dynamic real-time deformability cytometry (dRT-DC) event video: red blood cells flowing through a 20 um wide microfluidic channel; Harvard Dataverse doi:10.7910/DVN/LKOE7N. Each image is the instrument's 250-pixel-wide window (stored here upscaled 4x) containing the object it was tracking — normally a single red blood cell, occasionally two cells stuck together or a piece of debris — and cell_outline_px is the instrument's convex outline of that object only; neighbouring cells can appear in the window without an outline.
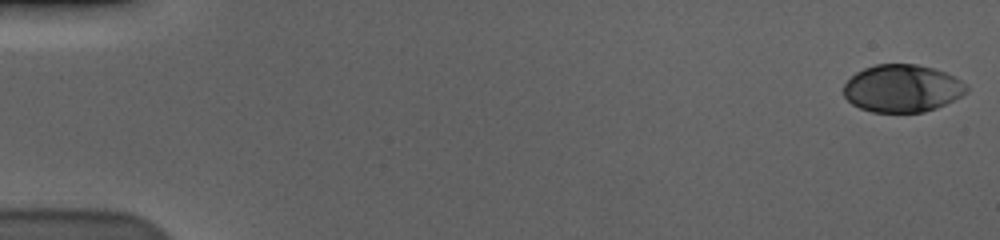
{"species": "human", "species_latin": "Homo sapiens", "temperature_condition": "cold", "stored_images_in_passage": 58, "camera_frame_rate_fps": 3000, "um_per_image_px": 0.085, "donor": {"sex": "male"}, "frame": {"image": 1, "passage_image": 1, "time_ms": 0.0, "image_size_px": [1000, 240], "cell_outline_px": [[968, 92], [936, 108], [924, 112], [872, 112], [860, 108], [852, 104], [844, 96], [844, 84], [856, 72], [864, 68], [876, 64], [916, 64], [932, 68], [944, 72], [968, 84]], "centroid_in_image_um": [76.68, 7.51], "position_along_channel_um": 8.3, "area_um2": 33.93}}
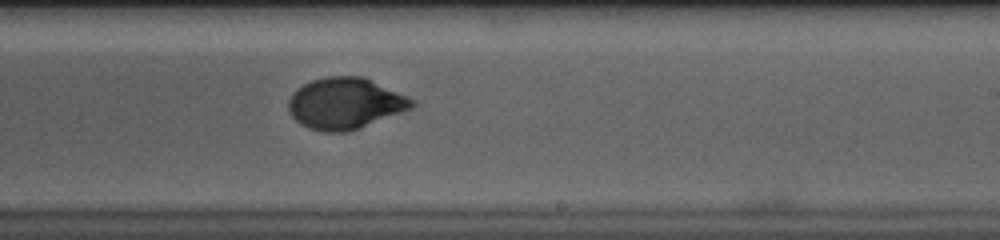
{"frame": {"image": 2, "passage_image": 36, "time_ms": 11.667, "image_size_px": [1000, 240], "cell_outline_px": [[416, 104], [412, 108], [360, 128], [348, 132], [324, 132], [308, 128], [300, 124], [288, 112], [288, 100], [292, 92], [296, 88], [312, 80], [328, 76], [360, 76], [408, 96], [416, 100]], "centroid_in_image_um": [29.31, 8.8], "position_along_channel_um": 259.7, "area_um2": 36.93}}
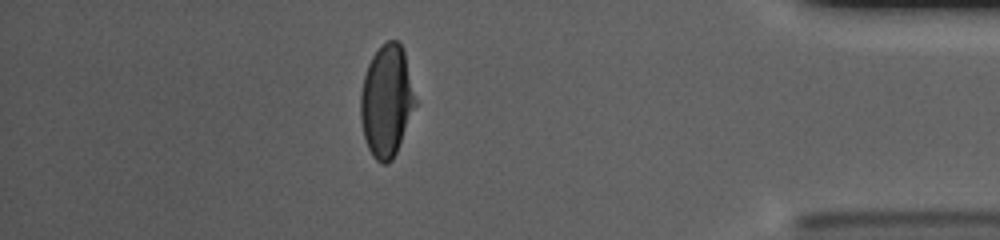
{"frame": {"image": 3, "passage_image": 51, "time_ms": 16.667, "image_size_px": [1000, 240], "cell_outline_px": [[416, 104], [396, 152], [392, 160], [388, 164], [380, 164], [372, 156], [368, 148], [364, 136], [360, 116], [360, 96], [364, 76], [368, 64], [372, 56], [380, 44], [388, 40], [396, 40], [400, 44], [404, 52], [416, 100]], "centroid_in_image_um": [32.84, 8.58], "position_along_channel_um": 402.4, "area_um2": 35.49}, "authors_computed_cell_mechanics": {"area_um2": 36.0383, "velocity_mm_per_s": 3.583, "shape_relaxation_time_tau1_ms": 4.0228, "shape_relaxation_time_tau2_ms": null, "deformation_change_tau1": 0.1709, "deformation_change_tau2": null}}